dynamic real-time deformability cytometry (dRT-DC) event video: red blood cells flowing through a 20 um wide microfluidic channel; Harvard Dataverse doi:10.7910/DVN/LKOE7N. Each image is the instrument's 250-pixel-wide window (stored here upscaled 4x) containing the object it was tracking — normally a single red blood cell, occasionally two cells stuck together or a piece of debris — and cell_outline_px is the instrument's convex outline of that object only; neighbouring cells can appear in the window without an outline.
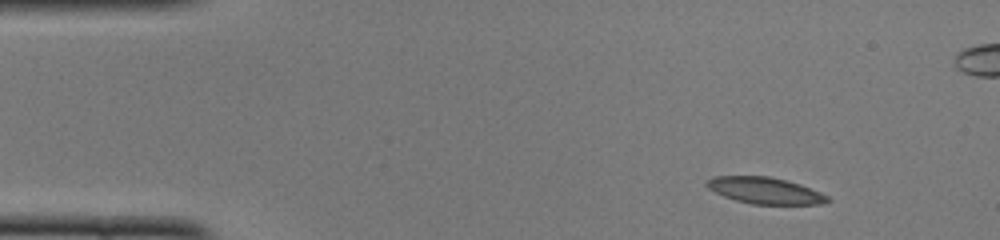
{"species": "common noctule bat (a hibernating species)", "species_latin": "Nyctalus noctula", "temperature_condition": "cold", "stored_images_in_passage": 15, "camera_frame_rate_fps": 3000, "um_per_image_px": 0.085, "animal": {"sex": "female", "body_mass_g": 22.0, "forearm_length_mm": 56.7}, "frame": {"image": 1, "passage_image": 5, "time_ms": 1.333, "image_size_px": [1000, 240], "cell_outline_px": [[832, 200], [820, 204], [752, 204], [736, 200], [724, 196], [708, 188], [704, 184], [712, 176], [768, 176], [800, 184], [820, 192], [828, 196]], "centroid_in_image_um": [65.02, 16.19], "position_along_channel_um": 20.0, "area_um2": 18.5}}